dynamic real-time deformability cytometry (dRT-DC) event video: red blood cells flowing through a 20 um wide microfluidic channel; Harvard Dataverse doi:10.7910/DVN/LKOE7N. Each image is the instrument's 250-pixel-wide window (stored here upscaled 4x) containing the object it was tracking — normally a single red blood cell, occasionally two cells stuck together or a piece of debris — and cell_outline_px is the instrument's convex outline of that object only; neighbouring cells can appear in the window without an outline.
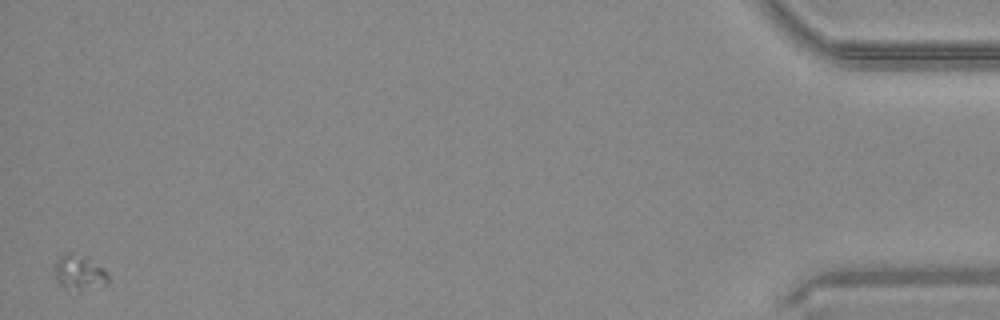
{"species": "common noctule bat (a hibernating species)", "species_latin": "Nyctalus noctula", "temperature_condition": "warm", "stored_images_in_passage": 38, "camera_frame_rate_fps": 3000, "um_per_image_px": 0.085, "animal": {"sex": "male", "body_mass_g": 20.4}, "frame": {"image": 1, "passage_image": 38, "time_ms": 12.333, "image_size_px": [1000, 320], "cell_outline_px": [[108, 284], [64, 288], [56, 280], [56, 260], [60, 256], [68, 252], [72, 252], [84, 256], [104, 268], [108, 276]], "centroid_in_image_um": [6.73, 23.08], "position_along_channel_um": 428.5, "area_um2": 10.17}}